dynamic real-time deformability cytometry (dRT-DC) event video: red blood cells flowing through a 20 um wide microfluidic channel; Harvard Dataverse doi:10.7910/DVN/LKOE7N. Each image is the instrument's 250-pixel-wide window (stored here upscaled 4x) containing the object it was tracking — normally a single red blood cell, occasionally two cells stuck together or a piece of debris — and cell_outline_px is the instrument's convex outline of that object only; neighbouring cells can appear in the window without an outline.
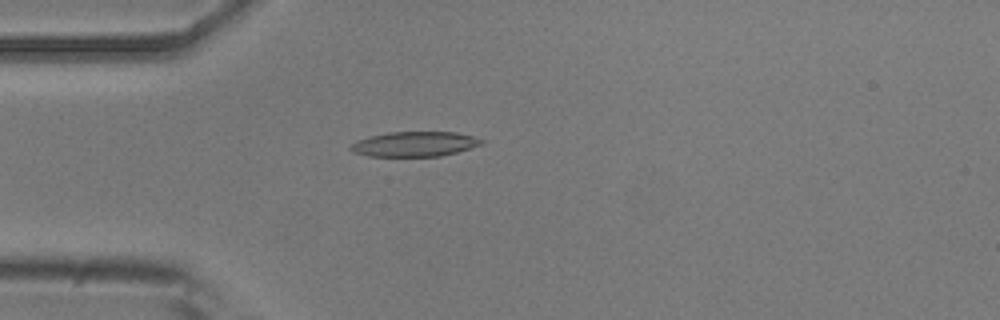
{"species": "common noctule bat (a hibernating species)", "species_latin": "Nyctalus noctula", "temperature_condition": "room temperature", "stored_images_in_passage": 6, "camera_frame_rate_fps": 3000, "um_per_image_px": 0.085, "animal": {"sex": "male", "body_mass_g": 20.5, "forearm_length_mm": 52.5}, "frame": {"image": 1, "passage_image": 4, "time_ms": 1.0, "image_size_px": [1000, 320], "cell_outline_px": [[484, 140], [480, 144], [456, 152], [440, 156], [368, 156], [352, 152], [348, 148], [352, 144], [360, 140], [372, 136], [388, 132], [456, 132], [472, 136]], "centroid_in_image_um": [35.21, 12.24], "position_along_channel_um": 49.8, "area_um2": 18.67}}
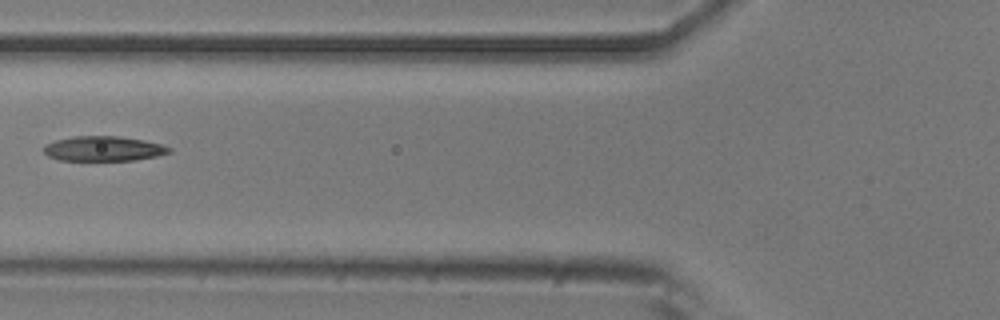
{"frame": {"image": 2, "passage_image": 6, "time_ms": 1.667, "image_size_px": [1000, 320], "cell_outline_px": [[172, 152], [156, 156], [136, 160], [60, 160], [48, 156], [44, 152], [44, 144], [56, 140], [72, 136], [120, 136], [144, 140], [160, 144], [172, 148]], "centroid_in_image_um": [8.8, 12.63], "position_along_channel_um": 117.0, "area_um2": 18.21}}